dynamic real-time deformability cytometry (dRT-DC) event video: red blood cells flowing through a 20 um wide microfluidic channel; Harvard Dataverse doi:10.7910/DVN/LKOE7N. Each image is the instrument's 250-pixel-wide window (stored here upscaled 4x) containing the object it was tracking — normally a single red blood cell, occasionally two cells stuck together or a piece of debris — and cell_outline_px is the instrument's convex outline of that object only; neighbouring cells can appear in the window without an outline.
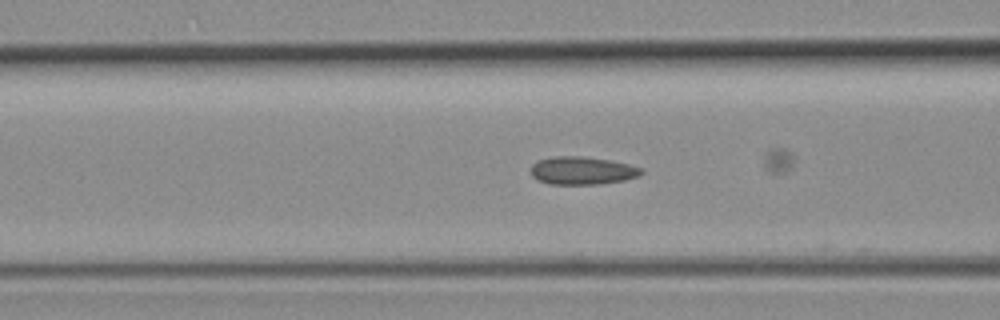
{"species": "common noctule bat (a hibernating species)", "species_latin": "Nyctalus noctula", "temperature_condition": "room temperature", "stored_images_in_passage": 27, "camera_frame_rate_fps": 3000, "um_per_image_px": 0.085, "animal": {"sex": "female", "body_mass_g": 19.3, "forearm_length_mm": 54.1}, "frame": {"image": 1, "passage_image": 9, "time_ms": 2.667, "image_size_px": [1000, 320], "cell_outline_px": [[644, 172], [640, 176], [624, 180], [600, 184], [548, 184], [536, 180], [532, 176], [532, 164], [540, 160], [552, 156], [584, 156], [612, 160], [644, 168]], "centroid_in_image_um": [49.52, 14.5], "position_along_channel_um": 117.1, "area_um2": 18.21}}
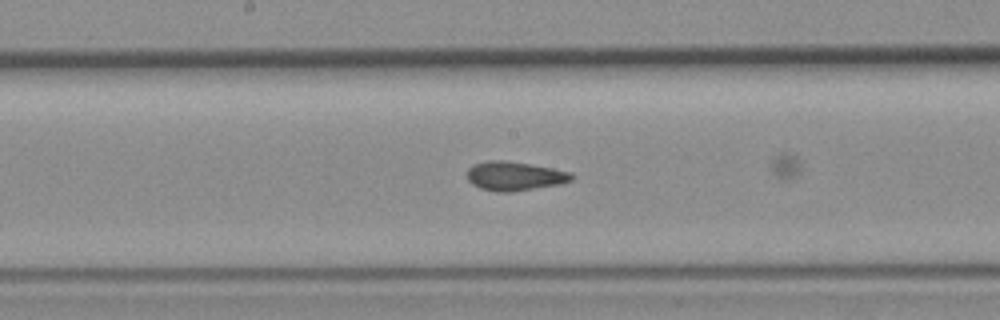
{"frame": {"image": 2, "passage_image": 15, "time_ms": 4.667, "image_size_px": [1000, 320], "cell_outline_px": [[576, 176], [572, 180], [560, 184], [512, 192], [496, 192], [480, 188], [472, 184], [468, 180], [468, 168], [472, 164], [488, 160], [504, 160], [552, 168], [572, 172]], "centroid_in_image_um": [43.75, 14.96], "position_along_channel_um": 204.5, "area_um2": 17.8}}
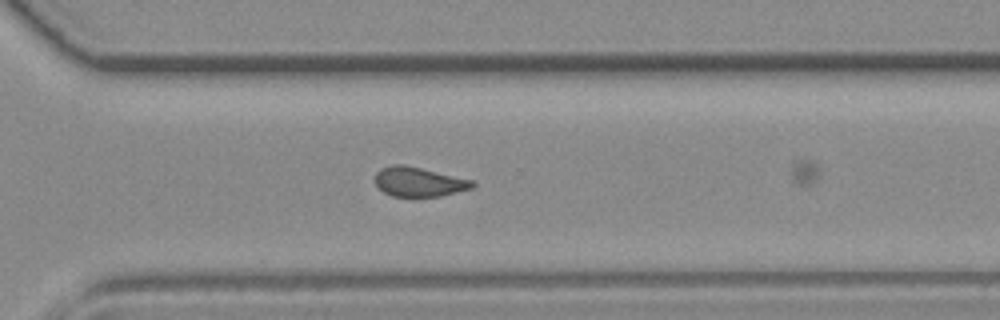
{"frame": {"image": 3, "passage_image": 24, "time_ms": 7.667, "image_size_px": [1000, 320], "cell_outline_px": [[476, 184], [472, 188], [440, 196], [392, 196], [384, 192], [376, 184], [376, 172], [380, 168], [392, 164], [404, 164], [476, 180]], "centroid_in_image_um": [35.64, 15.43], "position_along_channel_um": 335.0, "area_um2": 16.82}}